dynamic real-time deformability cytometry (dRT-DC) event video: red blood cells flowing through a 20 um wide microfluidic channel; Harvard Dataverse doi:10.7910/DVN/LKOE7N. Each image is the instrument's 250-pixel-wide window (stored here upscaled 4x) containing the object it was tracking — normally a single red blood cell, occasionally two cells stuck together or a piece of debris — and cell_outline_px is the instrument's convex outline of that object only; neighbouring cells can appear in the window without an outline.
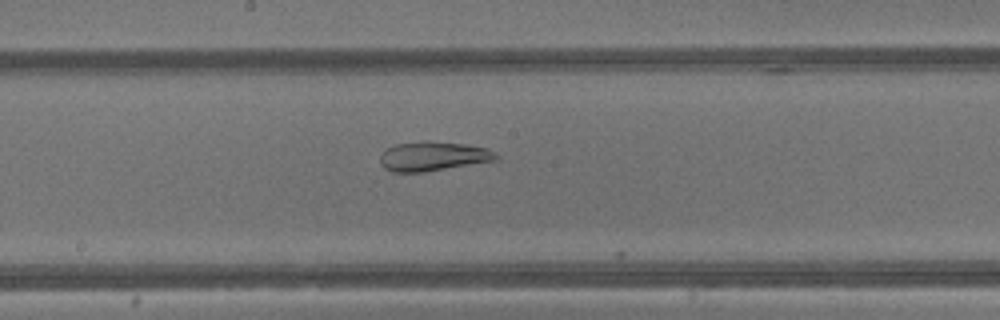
{"species": "common noctule bat (a hibernating species)", "species_latin": "Nyctalus noctula", "temperature_condition": "warm", "stored_images_in_passage": 16, "camera_frame_rate_fps": 3000, "um_per_image_px": 0.085, "animal": {"sex": "male", "body_mass_g": 13.3}, "frame": {"image": 1, "passage_image": 15, "time_ms": 4.667, "image_size_px": [1000, 320], "cell_outline_px": [[500, 160], [424, 172], [392, 172], [384, 168], [380, 164], [380, 156], [388, 148], [396, 144], [424, 140], [428, 140], [464, 144], [484, 148], [496, 152], [500, 156]], "centroid_in_image_um": [36.84, 13.28], "position_along_channel_um": 211.4, "area_um2": 20.06}}